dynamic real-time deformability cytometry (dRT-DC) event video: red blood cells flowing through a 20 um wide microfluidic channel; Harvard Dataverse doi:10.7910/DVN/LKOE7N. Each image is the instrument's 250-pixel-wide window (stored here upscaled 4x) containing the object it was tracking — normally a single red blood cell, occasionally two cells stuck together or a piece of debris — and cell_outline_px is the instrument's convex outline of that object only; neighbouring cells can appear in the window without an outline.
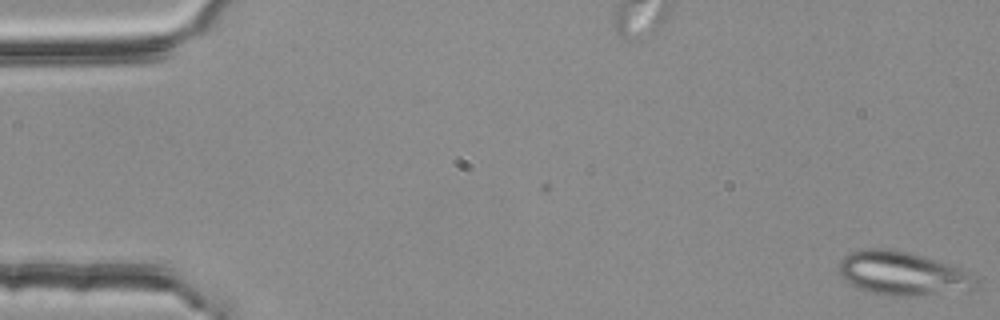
{"species": "common noctule bat (a hibernating species)", "species_latin": "Nyctalus noctula", "temperature_condition": "room temperature", "stored_images_in_passage": 54, "segment_of_instrument_passage": [1, 2], "camera_frame_rate_fps": 3000, "um_per_image_px": 0.085, "animal": {"sex": "female", "body_mass_g": 25.1}, "frame": {"image": 1, "passage_image": 1, "time_ms": 0.0, "image_size_px": [1000, 320], "cell_outline_px": [[984, 288], [972, 292], [908, 296], [892, 296], [872, 292], [860, 288], [852, 284], [840, 276], [836, 268], [840, 260], [844, 256], [852, 252], [864, 248], [888, 248], [908, 252], [924, 256], [948, 264], [956, 268], [980, 284]], "centroid_in_image_um": [76.73, 23.26], "position_along_channel_um": 8.3, "area_um2": 35.08}}